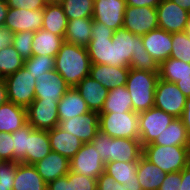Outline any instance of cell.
I'll list each match as a JSON object with an SVG mask.
<instances>
[{
  "label": "cell",
  "instance_id": "obj_1",
  "mask_svg": "<svg viewBox=\"0 0 190 190\" xmlns=\"http://www.w3.org/2000/svg\"><path fill=\"white\" fill-rule=\"evenodd\" d=\"M90 57L86 47L64 42L55 56V70L69 87H76L89 75Z\"/></svg>",
  "mask_w": 190,
  "mask_h": 190
},
{
  "label": "cell",
  "instance_id": "obj_2",
  "mask_svg": "<svg viewBox=\"0 0 190 190\" xmlns=\"http://www.w3.org/2000/svg\"><path fill=\"white\" fill-rule=\"evenodd\" d=\"M91 143L97 149L105 164L113 161H138L143 154V146L140 140L111 138L100 131L95 135Z\"/></svg>",
  "mask_w": 190,
  "mask_h": 190
},
{
  "label": "cell",
  "instance_id": "obj_3",
  "mask_svg": "<svg viewBox=\"0 0 190 190\" xmlns=\"http://www.w3.org/2000/svg\"><path fill=\"white\" fill-rule=\"evenodd\" d=\"M159 74L130 68L126 88L132 99V109L136 113L148 110L154 106L155 89Z\"/></svg>",
  "mask_w": 190,
  "mask_h": 190
},
{
  "label": "cell",
  "instance_id": "obj_4",
  "mask_svg": "<svg viewBox=\"0 0 190 190\" xmlns=\"http://www.w3.org/2000/svg\"><path fill=\"white\" fill-rule=\"evenodd\" d=\"M189 147L145 145L142 156L166 173L180 172L190 163Z\"/></svg>",
  "mask_w": 190,
  "mask_h": 190
},
{
  "label": "cell",
  "instance_id": "obj_5",
  "mask_svg": "<svg viewBox=\"0 0 190 190\" xmlns=\"http://www.w3.org/2000/svg\"><path fill=\"white\" fill-rule=\"evenodd\" d=\"M92 37L86 46L91 64L117 66L116 39L114 30L101 22H93Z\"/></svg>",
  "mask_w": 190,
  "mask_h": 190
},
{
  "label": "cell",
  "instance_id": "obj_6",
  "mask_svg": "<svg viewBox=\"0 0 190 190\" xmlns=\"http://www.w3.org/2000/svg\"><path fill=\"white\" fill-rule=\"evenodd\" d=\"M99 131L111 138L139 140L138 113H99Z\"/></svg>",
  "mask_w": 190,
  "mask_h": 190
},
{
  "label": "cell",
  "instance_id": "obj_7",
  "mask_svg": "<svg viewBox=\"0 0 190 190\" xmlns=\"http://www.w3.org/2000/svg\"><path fill=\"white\" fill-rule=\"evenodd\" d=\"M8 101L27 108L35 99V77L23 66L4 78Z\"/></svg>",
  "mask_w": 190,
  "mask_h": 190
},
{
  "label": "cell",
  "instance_id": "obj_8",
  "mask_svg": "<svg viewBox=\"0 0 190 190\" xmlns=\"http://www.w3.org/2000/svg\"><path fill=\"white\" fill-rule=\"evenodd\" d=\"M173 119L172 115L155 106L138 113L139 140L142 146L152 143Z\"/></svg>",
  "mask_w": 190,
  "mask_h": 190
},
{
  "label": "cell",
  "instance_id": "obj_9",
  "mask_svg": "<svg viewBox=\"0 0 190 190\" xmlns=\"http://www.w3.org/2000/svg\"><path fill=\"white\" fill-rule=\"evenodd\" d=\"M187 97L179 90L175 83L159 79L155 89L154 106L181 118Z\"/></svg>",
  "mask_w": 190,
  "mask_h": 190
},
{
  "label": "cell",
  "instance_id": "obj_10",
  "mask_svg": "<svg viewBox=\"0 0 190 190\" xmlns=\"http://www.w3.org/2000/svg\"><path fill=\"white\" fill-rule=\"evenodd\" d=\"M123 28L139 36L159 28L157 9L148 6H126Z\"/></svg>",
  "mask_w": 190,
  "mask_h": 190
},
{
  "label": "cell",
  "instance_id": "obj_11",
  "mask_svg": "<svg viewBox=\"0 0 190 190\" xmlns=\"http://www.w3.org/2000/svg\"><path fill=\"white\" fill-rule=\"evenodd\" d=\"M105 163L91 142L84 143L80 150L70 159V171L98 178L104 173Z\"/></svg>",
  "mask_w": 190,
  "mask_h": 190
},
{
  "label": "cell",
  "instance_id": "obj_12",
  "mask_svg": "<svg viewBox=\"0 0 190 190\" xmlns=\"http://www.w3.org/2000/svg\"><path fill=\"white\" fill-rule=\"evenodd\" d=\"M58 102L59 100L34 99L27 107V122L39 130H51L58 126Z\"/></svg>",
  "mask_w": 190,
  "mask_h": 190
},
{
  "label": "cell",
  "instance_id": "obj_13",
  "mask_svg": "<svg viewBox=\"0 0 190 190\" xmlns=\"http://www.w3.org/2000/svg\"><path fill=\"white\" fill-rule=\"evenodd\" d=\"M58 127L75 135L84 143L92 142L99 132V112L89 111L68 120H59Z\"/></svg>",
  "mask_w": 190,
  "mask_h": 190
},
{
  "label": "cell",
  "instance_id": "obj_14",
  "mask_svg": "<svg viewBox=\"0 0 190 190\" xmlns=\"http://www.w3.org/2000/svg\"><path fill=\"white\" fill-rule=\"evenodd\" d=\"M42 24L43 9L28 10L9 7L4 28L9 29L12 33L36 32L42 29Z\"/></svg>",
  "mask_w": 190,
  "mask_h": 190
},
{
  "label": "cell",
  "instance_id": "obj_15",
  "mask_svg": "<svg viewBox=\"0 0 190 190\" xmlns=\"http://www.w3.org/2000/svg\"><path fill=\"white\" fill-rule=\"evenodd\" d=\"M125 0H94L93 22H101L116 31L123 27Z\"/></svg>",
  "mask_w": 190,
  "mask_h": 190
},
{
  "label": "cell",
  "instance_id": "obj_16",
  "mask_svg": "<svg viewBox=\"0 0 190 190\" xmlns=\"http://www.w3.org/2000/svg\"><path fill=\"white\" fill-rule=\"evenodd\" d=\"M156 9L158 14V27L160 29L169 33L184 32L188 11L172 0H161Z\"/></svg>",
  "mask_w": 190,
  "mask_h": 190
},
{
  "label": "cell",
  "instance_id": "obj_17",
  "mask_svg": "<svg viewBox=\"0 0 190 190\" xmlns=\"http://www.w3.org/2000/svg\"><path fill=\"white\" fill-rule=\"evenodd\" d=\"M35 80V99L60 100L70 88L55 69L40 74Z\"/></svg>",
  "mask_w": 190,
  "mask_h": 190
},
{
  "label": "cell",
  "instance_id": "obj_18",
  "mask_svg": "<svg viewBox=\"0 0 190 190\" xmlns=\"http://www.w3.org/2000/svg\"><path fill=\"white\" fill-rule=\"evenodd\" d=\"M112 39H116L117 66L120 67H130L132 54L145 49L142 36L123 27L114 31Z\"/></svg>",
  "mask_w": 190,
  "mask_h": 190
},
{
  "label": "cell",
  "instance_id": "obj_19",
  "mask_svg": "<svg viewBox=\"0 0 190 190\" xmlns=\"http://www.w3.org/2000/svg\"><path fill=\"white\" fill-rule=\"evenodd\" d=\"M144 47L159 64L170 57L172 33L157 28L142 36Z\"/></svg>",
  "mask_w": 190,
  "mask_h": 190
},
{
  "label": "cell",
  "instance_id": "obj_20",
  "mask_svg": "<svg viewBox=\"0 0 190 190\" xmlns=\"http://www.w3.org/2000/svg\"><path fill=\"white\" fill-rule=\"evenodd\" d=\"M129 70L130 67L91 64L89 76L111 90L126 85Z\"/></svg>",
  "mask_w": 190,
  "mask_h": 190
},
{
  "label": "cell",
  "instance_id": "obj_21",
  "mask_svg": "<svg viewBox=\"0 0 190 190\" xmlns=\"http://www.w3.org/2000/svg\"><path fill=\"white\" fill-rule=\"evenodd\" d=\"M33 166L48 184L59 177L65 176L70 171V160L57 152L51 151Z\"/></svg>",
  "mask_w": 190,
  "mask_h": 190
},
{
  "label": "cell",
  "instance_id": "obj_22",
  "mask_svg": "<svg viewBox=\"0 0 190 190\" xmlns=\"http://www.w3.org/2000/svg\"><path fill=\"white\" fill-rule=\"evenodd\" d=\"M90 111L101 112L109 90L91 76H86L75 87Z\"/></svg>",
  "mask_w": 190,
  "mask_h": 190
},
{
  "label": "cell",
  "instance_id": "obj_23",
  "mask_svg": "<svg viewBox=\"0 0 190 190\" xmlns=\"http://www.w3.org/2000/svg\"><path fill=\"white\" fill-rule=\"evenodd\" d=\"M51 151L57 152L69 160L80 150L84 142L75 135L67 131H63L56 126L51 130H47Z\"/></svg>",
  "mask_w": 190,
  "mask_h": 190
},
{
  "label": "cell",
  "instance_id": "obj_24",
  "mask_svg": "<svg viewBox=\"0 0 190 190\" xmlns=\"http://www.w3.org/2000/svg\"><path fill=\"white\" fill-rule=\"evenodd\" d=\"M59 120H68L90 111L85 100L75 87H70L58 102Z\"/></svg>",
  "mask_w": 190,
  "mask_h": 190
},
{
  "label": "cell",
  "instance_id": "obj_25",
  "mask_svg": "<svg viewBox=\"0 0 190 190\" xmlns=\"http://www.w3.org/2000/svg\"><path fill=\"white\" fill-rule=\"evenodd\" d=\"M27 123V108L7 101L0 105V132L13 133Z\"/></svg>",
  "mask_w": 190,
  "mask_h": 190
},
{
  "label": "cell",
  "instance_id": "obj_26",
  "mask_svg": "<svg viewBox=\"0 0 190 190\" xmlns=\"http://www.w3.org/2000/svg\"><path fill=\"white\" fill-rule=\"evenodd\" d=\"M68 19L63 7L59 2H47L43 9L42 29L58 36L64 37L67 29Z\"/></svg>",
  "mask_w": 190,
  "mask_h": 190
},
{
  "label": "cell",
  "instance_id": "obj_27",
  "mask_svg": "<svg viewBox=\"0 0 190 190\" xmlns=\"http://www.w3.org/2000/svg\"><path fill=\"white\" fill-rule=\"evenodd\" d=\"M147 145L190 146V137L182 119L174 118L168 127L152 143Z\"/></svg>",
  "mask_w": 190,
  "mask_h": 190
},
{
  "label": "cell",
  "instance_id": "obj_28",
  "mask_svg": "<svg viewBox=\"0 0 190 190\" xmlns=\"http://www.w3.org/2000/svg\"><path fill=\"white\" fill-rule=\"evenodd\" d=\"M12 190H47V183L33 165L19 163Z\"/></svg>",
  "mask_w": 190,
  "mask_h": 190
},
{
  "label": "cell",
  "instance_id": "obj_29",
  "mask_svg": "<svg viewBox=\"0 0 190 190\" xmlns=\"http://www.w3.org/2000/svg\"><path fill=\"white\" fill-rule=\"evenodd\" d=\"M51 152L47 130L34 129L28 136L26 164L33 165Z\"/></svg>",
  "mask_w": 190,
  "mask_h": 190
},
{
  "label": "cell",
  "instance_id": "obj_30",
  "mask_svg": "<svg viewBox=\"0 0 190 190\" xmlns=\"http://www.w3.org/2000/svg\"><path fill=\"white\" fill-rule=\"evenodd\" d=\"M136 173L143 190H158L167 174L143 156L138 160Z\"/></svg>",
  "mask_w": 190,
  "mask_h": 190
},
{
  "label": "cell",
  "instance_id": "obj_31",
  "mask_svg": "<svg viewBox=\"0 0 190 190\" xmlns=\"http://www.w3.org/2000/svg\"><path fill=\"white\" fill-rule=\"evenodd\" d=\"M64 42V37L40 29L34 32L32 55H48L55 57Z\"/></svg>",
  "mask_w": 190,
  "mask_h": 190
},
{
  "label": "cell",
  "instance_id": "obj_32",
  "mask_svg": "<svg viewBox=\"0 0 190 190\" xmlns=\"http://www.w3.org/2000/svg\"><path fill=\"white\" fill-rule=\"evenodd\" d=\"M93 18H78L68 20L65 42L86 47L92 37Z\"/></svg>",
  "mask_w": 190,
  "mask_h": 190
},
{
  "label": "cell",
  "instance_id": "obj_33",
  "mask_svg": "<svg viewBox=\"0 0 190 190\" xmlns=\"http://www.w3.org/2000/svg\"><path fill=\"white\" fill-rule=\"evenodd\" d=\"M110 112H134L132 109V99L126 86L109 90L100 113Z\"/></svg>",
  "mask_w": 190,
  "mask_h": 190
},
{
  "label": "cell",
  "instance_id": "obj_34",
  "mask_svg": "<svg viewBox=\"0 0 190 190\" xmlns=\"http://www.w3.org/2000/svg\"><path fill=\"white\" fill-rule=\"evenodd\" d=\"M159 79L175 83L179 78L190 76V63L169 57L159 64Z\"/></svg>",
  "mask_w": 190,
  "mask_h": 190
},
{
  "label": "cell",
  "instance_id": "obj_35",
  "mask_svg": "<svg viewBox=\"0 0 190 190\" xmlns=\"http://www.w3.org/2000/svg\"><path fill=\"white\" fill-rule=\"evenodd\" d=\"M138 161H113L105 164L104 173L113 177L115 181L126 184L129 180L137 179Z\"/></svg>",
  "mask_w": 190,
  "mask_h": 190
},
{
  "label": "cell",
  "instance_id": "obj_36",
  "mask_svg": "<svg viewBox=\"0 0 190 190\" xmlns=\"http://www.w3.org/2000/svg\"><path fill=\"white\" fill-rule=\"evenodd\" d=\"M59 3L68 20L93 17L94 0H60Z\"/></svg>",
  "mask_w": 190,
  "mask_h": 190
},
{
  "label": "cell",
  "instance_id": "obj_37",
  "mask_svg": "<svg viewBox=\"0 0 190 190\" xmlns=\"http://www.w3.org/2000/svg\"><path fill=\"white\" fill-rule=\"evenodd\" d=\"M24 59L13 45L5 46L0 50V74L3 78L15 73L24 66Z\"/></svg>",
  "mask_w": 190,
  "mask_h": 190
},
{
  "label": "cell",
  "instance_id": "obj_38",
  "mask_svg": "<svg viewBox=\"0 0 190 190\" xmlns=\"http://www.w3.org/2000/svg\"><path fill=\"white\" fill-rule=\"evenodd\" d=\"M34 128L27 122L17 131L12 133L13 140V161H19L26 164V149L28 136Z\"/></svg>",
  "mask_w": 190,
  "mask_h": 190
},
{
  "label": "cell",
  "instance_id": "obj_39",
  "mask_svg": "<svg viewBox=\"0 0 190 190\" xmlns=\"http://www.w3.org/2000/svg\"><path fill=\"white\" fill-rule=\"evenodd\" d=\"M170 57L190 63V36L186 32L172 33Z\"/></svg>",
  "mask_w": 190,
  "mask_h": 190
},
{
  "label": "cell",
  "instance_id": "obj_40",
  "mask_svg": "<svg viewBox=\"0 0 190 190\" xmlns=\"http://www.w3.org/2000/svg\"><path fill=\"white\" fill-rule=\"evenodd\" d=\"M24 66L36 78L39 77L40 74L54 70L55 57L48 55H32L29 59L24 61Z\"/></svg>",
  "mask_w": 190,
  "mask_h": 190
},
{
  "label": "cell",
  "instance_id": "obj_41",
  "mask_svg": "<svg viewBox=\"0 0 190 190\" xmlns=\"http://www.w3.org/2000/svg\"><path fill=\"white\" fill-rule=\"evenodd\" d=\"M33 38L34 32L32 31L14 33L12 45L24 60H27L32 56Z\"/></svg>",
  "mask_w": 190,
  "mask_h": 190
},
{
  "label": "cell",
  "instance_id": "obj_42",
  "mask_svg": "<svg viewBox=\"0 0 190 190\" xmlns=\"http://www.w3.org/2000/svg\"><path fill=\"white\" fill-rule=\"evenodd\" d=\"M130 68L159 73V63L149 55L146 49L132 54Z\"/></svg>",
  "mask_w": 190,
  "mask_h": 190
},
{
  "label": "cell",
  "instance_id": "obj_43",
  "mask_svg": "<svg viewBox=\"0 0 190 190\" xmlns=\"http://www.w3.org/2000/svg\"><path fill=\"white\" fill-rule=\"evenodd\" d=\"M67 179L71 182V190H97V179L72 171L67 173Z\"/></svg>",
  "mask_w": 190,
  "mask_h": 190
},
{
  "label": "cell",
  "instance_id": "obj_44",
  "mask_svg": "<svg viewBox=\"0 0 190 190\" xmlns=\"http://www.w3.org/2000/svg\"><path fill=\"white\" fill-rule=\"evenodd\" d=\"M19 161L0 160V183L4 185H13L16 169Z\"/></svg>",
  "mask_w": 190,
  "mask_h": 190
},
{
  "label": "cell",
  "instance_id": "obj_45",
  "mask_svg": "<svg viewBox=\"0 0 190 190\" xmlns=\"http://www.w3.org/2000/svg\"><path fill=\"white\" fill-rule=\"evenodd\" d=\"M0 160L13 161L12 133L0 132Z\"/></svg>",
  "mask_w": 190,
  "mask_h": 190
},
{
  "label": "cell",
  "instance_id": "obj_46",
  "mask_svg": "<svg viewBox=\"0 0 190 190\" xmlns=\"http://www.w3.org/2000/svg\"><path fill=\"white\" fill-rule=\"evenodd\" d=\"M9 7L28 9V10H39L44 9L47 0H6Z\"/></svg>",
  "mask_w": 190,
  "mask_h": 190
},
{
  "label": "cell",
  "instance_id": "obj_47",
  "mask_svg": "<svg viewBox=\"0 0 190 190\" xmlns=\"http://www.w3.org/2000/svg\"><path fill=\"white\" fill-rule=\"evenodd\" d=\"M97 190H123V185L106 173L97 178Z\"/></svg>",
  "mask_w": 190,
  "mask_h": 190
},
{
  "label": "cell",
  "instance_id": "obj_48",
  "mask_svg": "<svg viewBox=\"0 0 190 190\" xmlns=\"http://www.w3.org/2000/svg\"><path fill=\"white\" fill-rule=\"evenodd\" d=\"M181 185V171L167 173L158 190H179Z\"/></svg>",
  "mask_w": 190,
  "mask_h": 190
},
{
  "label": "cell",
  "instance_id": "obj_49",
  "mask_svg": "<svg viewBox=\"0 0 190 190\" xmlns=\"http://www.w3.org/2000/svg\"><path fill=\"white\" fill-rule=\"evenodd\" d=\"M47 190H71V182L68 181L67 174L49 182Z\"/></svg>",
  "mask_w": 190,
  "mask_h": 190
},
{
  "label": "cell",
  "instance_id": "obj_50",
  "mask_svg": "<svg viewBox=\"0 0 190 190\" xmlns=\"http://www.w3.org/2000/svg\"><path fill=\"white\" fill-rule=\"evenodd\" d=\"M14 33L7 28H0V50L5 46L12 45Z\"/></svg>",
  "mask_w": 190,
  "mask_h": 190
},
{
  "label": "cell",
  "instance_id": "obj_51",
  "mask_svg": "<svg viewBox=\"0 0 190 190\" xmlns=\"http://www.w3.org/2000/svg\"><path fill=\"white\" fill-rule=\"evenodd\" d=\"M127 6H134V7H140V6H148L151 8H156L161 0H125Z\"/></svg>",
  "mask_w": 190,
  "mask_h": 190
},
{
  "label": "cell",
  "instance_id": "obj_52",
  "mask_svg": "<svg viewBox=\"0 0 190 190\" xmlns=\"http://www.w3.org/2000/svg\"><path fill=\"white\" fill-rule=\"evenodd\" d=\"M179 190H190V163L181 171V185Z\"/></svg>",
  "mask_w": 190,
  "mask_h": 190
},
{
  "label": "cell",
  "instance_id": "obj_53",
  "mask_svg": "<svg viewBox=\"0 0 190 190\" xmlns=\"http://www.w3.org/2000/svg\"><path fill=\"white\" fill-rule=\"evenodd\" d=\"M175 84L187 98L190 97V76L186 78H179Z\"/></svg>",
  "mask_w": 190,
  "mask_h": 190
},
{
  "label": "cell",
  "instance_id": "obj_54",
  "mask_svg": "<svg viewBox=\"0 0 190 190\" xmlns=\"http://www.w3.org/2000/svg\"><path fill=\"white\" fill-rule=\"evenodd\" d=\"M184 126L187 129L188 135L190 137V97L187 98L183 114L181 116Z\"/></svg>",
  "mask_w": 190,
  "mask_h": 190
},
{
  "label": "cell",
  "instance_id": "obj_55",
  "mask_svg": "<svg viewBox=\"0 0 190 190\" xmlns=\"http://www.w3.org/2000/svg\"><path fill=\"white\" fill-rule=\"evenodd\" d=\"M8 4L6 0H0V28L4 27L8 12Z\"/></svg>",
  "mask_w": 190,
  "mask_h": 190
},
{
  "label": "cell",
  "instance_id": "obj_56",
  "mask_svg": "<svg viewBox=\"0 0 190 190\" xmlns=\"http://www.w3.org/2000/svg\"><path fill=\"white\" fill-rule=\"evenodd\" d=\"M8 101L7 88L4 79H0V105Z\"/></svg>",
  "mask_w": 190,
  "mask_h": 190
},
{
  "label": "cell",
  "instance_id": "obj_57",
  "mask_svg": "<svg viewBox=\"0 0 190 190\" xmlns=\"http://www.w3.org/2000/svg\"><path fill=\"white\" fill-rule=\"evenodd\" d=\"M123 185V190H143L138 179L129 180L126 184Z\"/></svg>",
  "mask_w": 190,
  "mask_h": 190
},
{
  "label": "cell",
  "instance_id": "obj_58",
  "mask_svg": "<svg viewBox=\"0 0 190 190\" xmlns=\"http://www.w3.org/2000/svg\"><path fill=\"white\" fill-rule=\"evenodd\" d=\"M174 3L190 12V0H172Z\"/></svg>",
  "mask_w": 190,
  "mask_h": 190
},
{
  "label": "cell",
  "instance_id": "obj_59",
  "mask_svg": "<svg viewBox=\"0 0 190 190\" xmlns=\"http://www.w3.org/2000/svg\"><path fill=\"white\" fill-rule=\"evenodd\" d=\"M184 32H186L190 36V12L188 13V17H187Z\"/></svg>",
  "mask_w": 190,
  "mask_h": 190
},
{
  "label": "cell",
  "instance_id": "obj_60",
  "mask_svg": "<svg viewBox=\"0 0 190 190\" xmlns=\"http://www.w3.org/2000/svg\"><path fill=\"white\" fill-rule=\"evenodd\" d=\"M13 185H4L0 183V190H12Z\"/></svg>",
  "mask_w": 190,
  "mask_h": 190
},
{
  "label": "cell",
  "instance_id": "obj_61",
  "mask_svg": "<svg viewBox=\"0 0 190 190\" xmlns=\"http://www.w3.org/2000/svg\"><path fill=\"white\" fill-rule=\"evenodd\" d=\"M48 2H59L60 0H47Z\"/></svg>",
  "mask_w": 190,
  "mask_h": 190
}]
</instances>
